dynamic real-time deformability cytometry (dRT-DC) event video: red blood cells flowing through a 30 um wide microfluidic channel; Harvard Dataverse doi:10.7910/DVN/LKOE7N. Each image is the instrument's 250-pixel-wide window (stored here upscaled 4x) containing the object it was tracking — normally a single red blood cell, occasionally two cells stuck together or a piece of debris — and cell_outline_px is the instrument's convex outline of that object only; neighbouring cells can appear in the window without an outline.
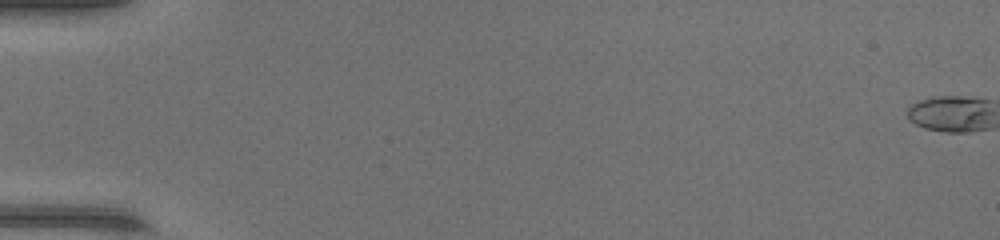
{"species": "common noctule bat (a hibernating species)", "species_latin": "Nyctalus noctula", "temperature_condition": "warm", "stored_images_in_passage": 57, "camera_frame_rate_fps": 3000, "um_per_image_px": 0.085, "animal": {"sex": "female", "body_mass_g": 17.0, "forearm_length_mm": 48.0}, "frame": {"image": 1, "passage_image": 1, "time_ms": 0.0, "image_size_px": [1000, 240], "cell_outline_px": [[984, 112], [980, 128], [928, 128], [912, 120], [908, 116], [908, 112], [916, 104], [928, 100], [984, 100]], "centroid_in_image_um": [80.63, 9.67], "position_along_channel_um": 4.4, "area_um2": 13.76}}
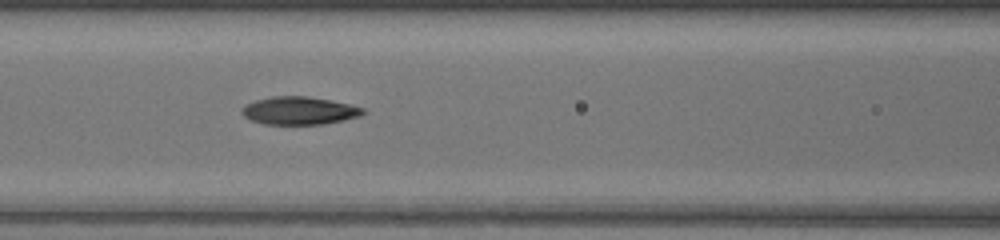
{"frame": {"image": 2, "passage_image": 27, "time_ms": 8.667, "image_size_px": [1000, 240], "cell_outline_px": [[364, 112], [356, 116], [340, 120], [316, 124], [272, 124], [256, 120], [248, 116], [244, 112], [244, 108], [248, 104], [260, 100], [284, 96], [300, 96], [324, 100], [344, 104], [360, 108]], "centroid_in_image_um": [25.44, 9.41], "position_along_channel_um": 141.2, "area_um2": 17.86}}
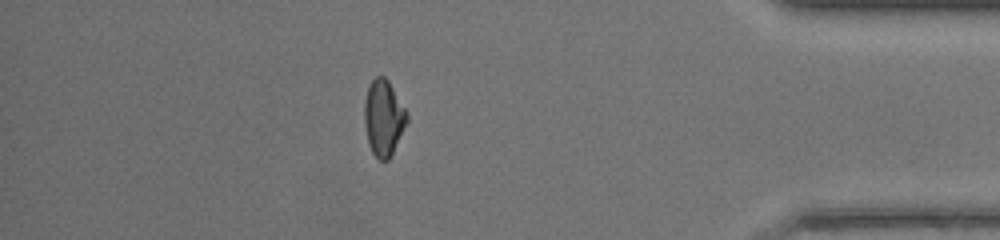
{"frame": {"image": 3, "passage_image": 50, "time_ms": 16.333, "image_size_px": [1000, 240], "cell_outline_px": [[408, 120], [388, 160], [380, 160], [372, 152], [368, 140], [364, 116], [364, 108], [368, 88], [372, 80], [376, 76], [384, 76], [404, 108], [408, 116]], "centroid_in_image_um": [32.59, 10.02], "position_along_channel_um": 402.6, "area_um2": 17.98}}